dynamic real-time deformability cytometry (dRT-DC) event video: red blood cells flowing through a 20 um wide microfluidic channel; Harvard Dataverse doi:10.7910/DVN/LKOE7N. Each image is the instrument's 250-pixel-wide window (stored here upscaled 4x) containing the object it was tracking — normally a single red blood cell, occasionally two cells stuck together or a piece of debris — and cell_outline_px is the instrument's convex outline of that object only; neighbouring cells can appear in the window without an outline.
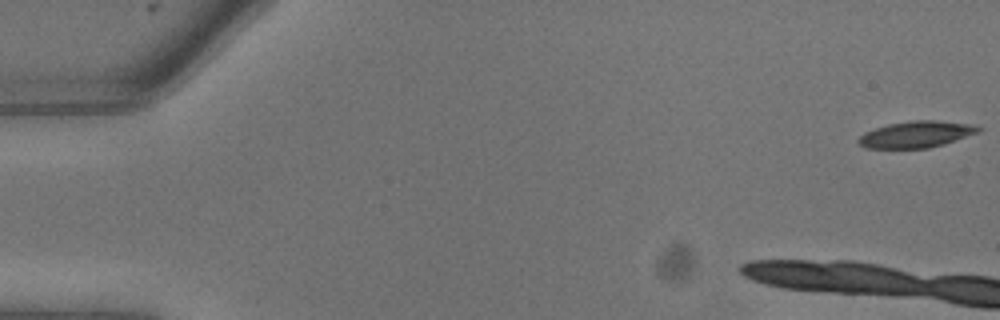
{"species": "common noctule bat (a hibernating species)", "species_latin": "Nyctalus noctula", "temperature_condition": "warm", "stored_images_in_passage": 5, "camera_frame_rate_fps": 3000, "um_per_image_px": 0.085, "animal": {"sex": "male", "body_mass_g": 13.3}, "frame": {"image": 1, "passage_image": 1, "time_ms": 0.0, "image_size_px": [1000, 320], "cell_outline_px": [[984, 128], [980, 132], [944, 144], [928, 148], [864, 148], [856, 140], [864, 132], [888, 124], [912, 120], [936, 120], [976, 124]], "centroid_in_image_um": [77.93, 11.41], "position_along_channel_um": 7.1, "area_um2": 18.73}}